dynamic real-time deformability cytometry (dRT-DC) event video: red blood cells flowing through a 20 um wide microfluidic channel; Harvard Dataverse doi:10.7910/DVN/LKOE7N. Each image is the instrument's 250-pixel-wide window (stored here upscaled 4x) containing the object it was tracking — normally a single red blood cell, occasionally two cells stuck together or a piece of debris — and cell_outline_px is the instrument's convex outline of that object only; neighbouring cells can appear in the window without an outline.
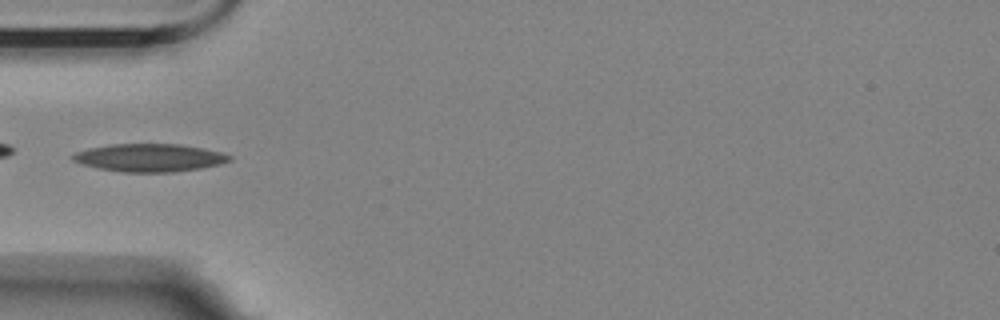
{"species": "Egyptian fruit bat (a non-hibernating species)", "species_latin": "Rousettus aegyptiacus", "temperature_condition": "room temperature", "stored_images_in_passage": 37, "camera_frame_rate_fps": 3000, "um_per_image_px": 0.085, "animal": {"sex": "female"}, "frame": {"image": 1, "passage_image": 1, "time_ms": 0.0, "image_size_px": [1000, 320], "cell_outline_px": [[232, 160], [220, 164], [200, 168], [172, 172], [124, 172], [96, 168], [72, 160], [72, 156], [76, 152], [92, 148], [112, 144], [180, 144], [204, 148], [220, 152], [232, 156]], "centroid_in_image_um": [12.75, 13.41], "position_along_channel_um": 72.3, "area_um2": 25.26}}
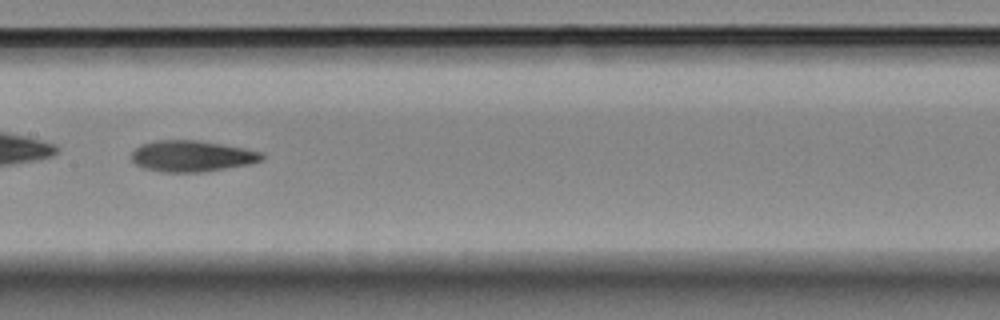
{"frame": {"image": 2, "passage_image": 11, "time_ms": 3.333, "image_size_px": [1000, 320], "cell_outline_px": [[264, 160], [248, 164], [204, 172], [160, 172], [144, 168], [136, 164], [132, 160], [132, 152], [140, 144], [156, 140], [200, 140], [244, 148], [264, 152]], "centroid_in_image_um": [16.32, 13.26], "position_along_channel_um": 191.1, "area_um2": 23.81}}